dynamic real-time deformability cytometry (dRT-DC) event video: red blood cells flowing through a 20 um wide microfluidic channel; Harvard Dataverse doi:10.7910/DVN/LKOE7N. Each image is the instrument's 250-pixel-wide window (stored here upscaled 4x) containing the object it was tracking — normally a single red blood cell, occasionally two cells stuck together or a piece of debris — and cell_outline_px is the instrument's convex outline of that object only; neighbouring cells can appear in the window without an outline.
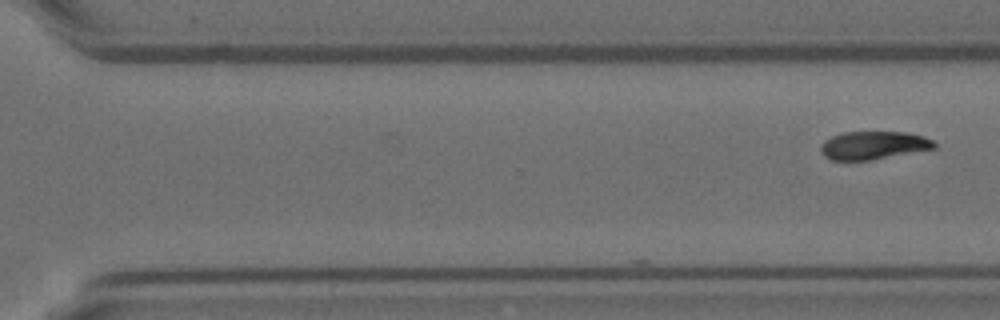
{"species": "Egyptian fruit bat (a non-hibernating species)", "species_latin": "Rousettus aegyptiacus", "temperature_condition": "room temperature", "stored_images_in_passage": 28, "segment_of_instrument_passage": [2, 2], "camera_frame_rate_fps": 3000, "um_per_image_px": 0.085, "animal": {"sex": "female"}, "frame": {"image": 1, "passage_image": 28, "time_ms": 9.0, "image_size_px": [1000, 320], "cell_outline_px": [[936, 148], [872, 160], [832, 160], [824, 156], [820, 148], [820, 144], [824, 140], [832, 136], [844, 132], [908, 132], [924, 136], [932, 140], [936, 144]], "centroid_in_image_um": [74.24, 12.35], "position_along_channel_um": 296.4, "area_um2": 18.67}}